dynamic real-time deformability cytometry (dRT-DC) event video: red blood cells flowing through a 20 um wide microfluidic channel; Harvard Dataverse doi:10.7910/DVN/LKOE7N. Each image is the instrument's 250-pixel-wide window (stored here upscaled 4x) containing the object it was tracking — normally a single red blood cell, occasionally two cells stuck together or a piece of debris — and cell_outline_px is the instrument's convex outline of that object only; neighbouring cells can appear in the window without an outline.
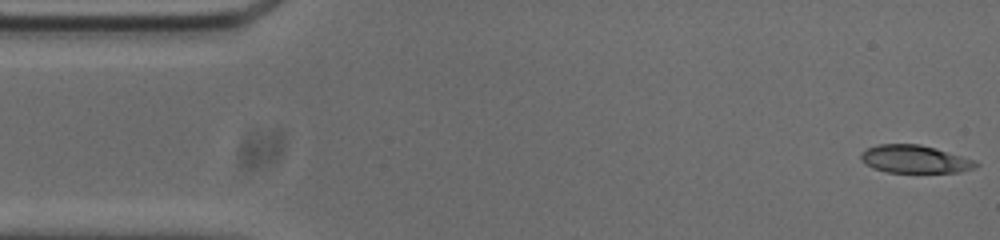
{"species": "common noctule bat (a hibernating species)", "species_latin": "Nyctalus noctula", "temperature_condition": "cold", "stored_images_in_passage": 53, "camera_frame_rate_fps": 3000, "um_per_image_px": 0.085, "animal": {"sex": "male", "body_mass_g": 20.0, "forearm_length_mm": 53.3}, "frame": {"image": 1, "passage_image": 1, "time_ms": 0.0, "image_size_px": [1000, 240], "cell_outline_px": [[980, 164], [976, 168], [960, 172], [888, 172], [872, 168], [864, 164], [860, 160], [860, 152], [876, 144], [920, 144], [936, 148], [976, 160]], "centroid_in_image_um": [77.75, 13.52], "position_along_channel_um": 7.2, "area_um2": 18.9}}
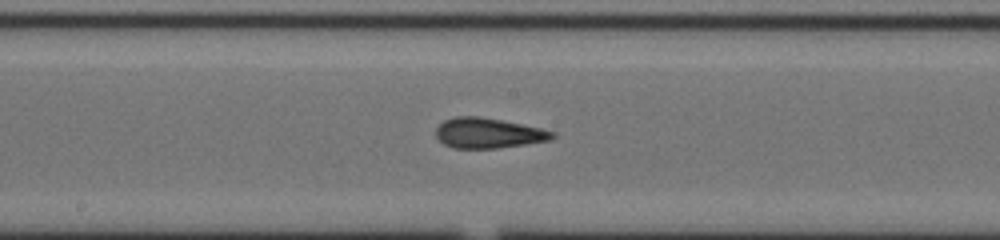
{"frame": {"image": 2, "passage_image": 26, "time_ms": 8.333, "image_size_px": [1000, 240], "cell_outline_px": [[556, 136], [552, 140], [500, 148], [452, 148], [444, 144], [436, 136], [436, 128], [444, 120], [456, 116], [480, 116], [540, 128], [556, 132]], "centroid_in_image_um": [41.52, 11.32], "position_along_channel_um": 206.7, "area_um2": 20.52}}
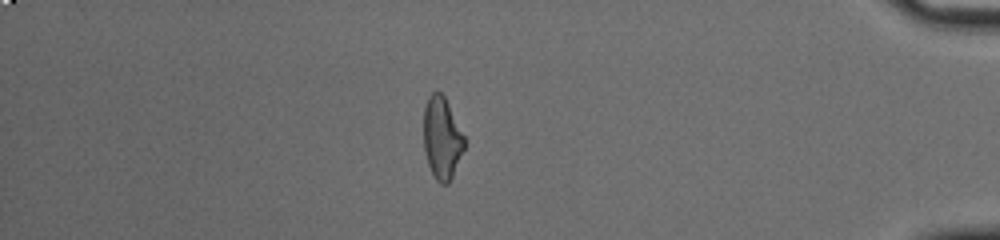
{"frame": {"image": 3, "passage_image": 45, "time_ms": 14.667, "image_size_px": [1000, 240], "cell_outline_px": [[464, 148], [452, 176], [448, 184], [440, 184], [436, 180], [428, 164], [424, 152], [424, 108], [428, 96], [432, 92], [440, 92], [444, 96], [464, 136]], "centroid_in_image_um": [37.54, 11.74], "position_along_channel_um": 397.7, "area_um2": 19.19}, "authors_computed_cell_mechanics": {"area_um2": 19.9988, "velocity_mm_per_s": 3.7573, "shape_relaxation_time_tau1_ms": 6.2686, "shape_relaxation_time_tau2_ms": 1.5422, "deformation_change_tau1": 0.201, "deformation_change_tau2": 0.0986}}